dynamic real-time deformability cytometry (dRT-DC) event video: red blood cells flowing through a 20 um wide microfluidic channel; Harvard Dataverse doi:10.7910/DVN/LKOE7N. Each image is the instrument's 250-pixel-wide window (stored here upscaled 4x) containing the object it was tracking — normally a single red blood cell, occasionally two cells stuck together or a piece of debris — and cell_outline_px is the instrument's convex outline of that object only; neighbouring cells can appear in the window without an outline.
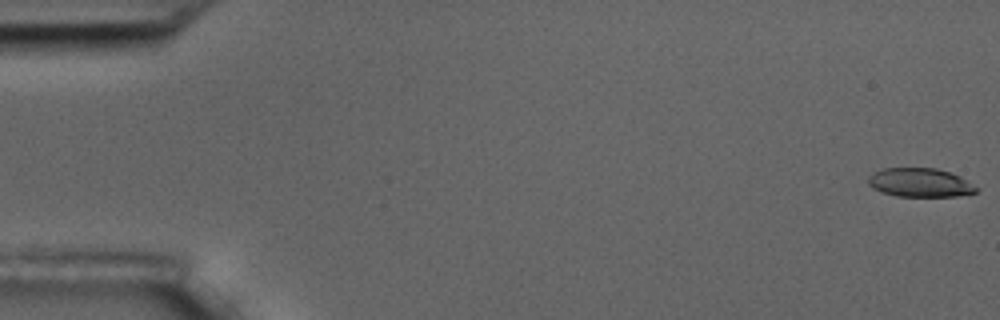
{"species": "common noctule bat (a hibernating species)", "species_latin": "Nyctalus noctula", "temperature_condition": "room temperature", "stored_images_in_passage": 6, "camera_frame_rate_fps": 3000, "um_per_image_px": 0.085, "animal": {"sex": "male", "body_mass_g": 17.5, "forearm_length_mm": 52.3}, "frame": {"image": 1, "passage_image": 1, "time_ms": 0.0, "image_size_px": [1000, 320], "cell_outline_px": [[980, 188], [976, 192], [956, 196], [896, 196], [880, 192], [872, 188], [868, 184], [868, 176], [872, 172], [884, 168], [936, 168], [960, 176]], "centroid_in_image_um": [78.17, 15.52], "position_along_channel_um": 6.8, "area_um2": 18.26}}
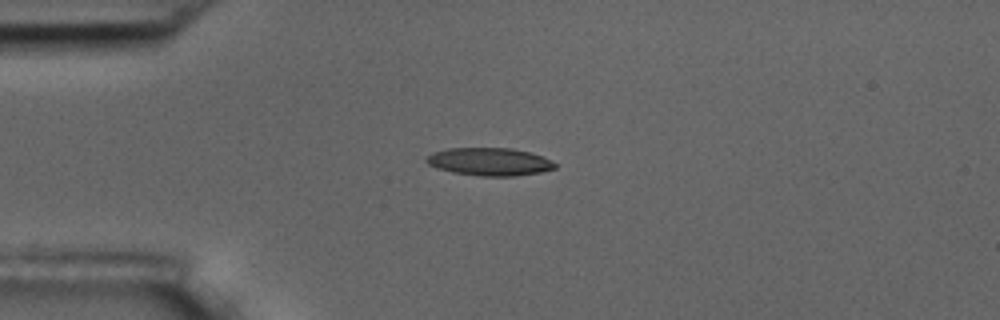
{"frame": {"image": 2, "passage_image": 5, "time_ms": 4.667, "image_size_px": [1000, 320], "cell_outline_px": [[556, 168], [540, 172], [516, 176], [480, 176], [452, 172], [436, 168], [428, 164], [424, 160], [432, 152], [448, 148], [512, 148], [528, 152], [540, 156], [556, 164]], "centroid_in_image_um": [41.56, 13.75], "position_along_channel_um": 43.4, "area_um2": 20.75}}